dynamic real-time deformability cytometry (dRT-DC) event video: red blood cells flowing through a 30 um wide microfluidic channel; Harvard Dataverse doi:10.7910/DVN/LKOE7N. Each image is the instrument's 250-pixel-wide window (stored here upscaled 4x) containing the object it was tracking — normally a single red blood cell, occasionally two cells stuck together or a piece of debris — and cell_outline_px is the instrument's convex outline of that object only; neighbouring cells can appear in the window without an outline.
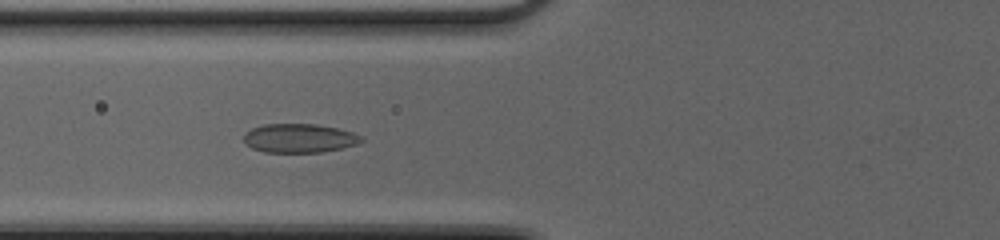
{"species": "common noctule bat (a hibernating species)", "species_latin": "Nyctalus noctula", "temperature_condition": "cold", "stored_images_in_passage": 32, "camera_frame_rate_fps": 3000, "um_per_image_px": 0.085, "animal": {"sex": "female", "body_mass_g": 20.0, "forearm_length_mm": 54.0}, "frame": {"image": 1, "passage_image": 3, "time_ms": 0.667, "image_size_px": [1000, 240], "cell_outline_px": [[364, 140], [356, 144], [340, 148], [320, 152], [264, 152], [252, 148], [244, 144], [244, 132], [252, 128], [264, 124], [316, 124], [336, 128], [352, 132], [364, 136]], "centroid_in_image_um": [25.41, 11.74], "position_along_channel_um": 100.4, "area_um2": 19.83}}
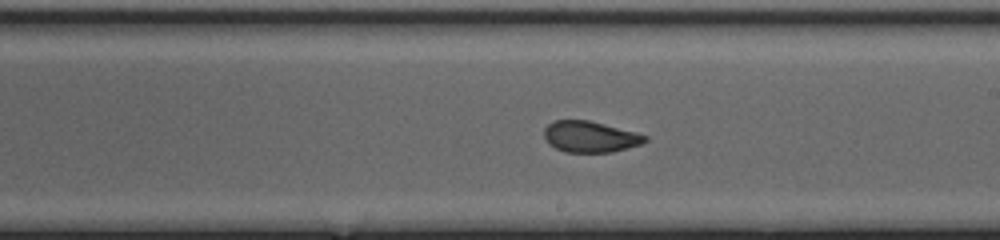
{"frame": {"image": 2, "passage_image": 13, "time_ms": 4.0, "image_size_px": [1000, 240], "cell_outline_px": [[648, 140], [640, 144], [612, 152], [564, 152], [548, 144], [544, 136], [544, 128], [552, 120], [588, 120], [636, 132], [648, 136]], "centroid_in_image_um": [50.13, 11.62], "position_along_channel_um": 238.9, "area_um2": 18.32}}
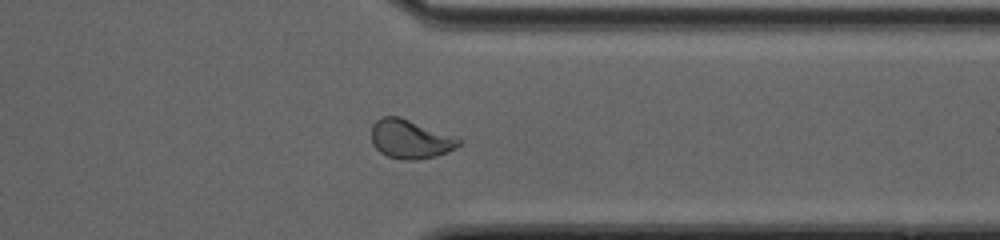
{"frame": {"image": 3, "passage_image": 23, "time_ms": 7.333, "image_size_px": [1000, 240], "cell_outline_px": [[460, 144], [456, 148], [436, 156], [416, 160], [400, 160], [388, 156], [380, 152], [372, 144], [372, 124], [376, 120], [384, 116], [400, 116], [452, 136], [460, 140]], "centroid_in_image_um": [34.82, 11.83], "position_along_channel_um": 376.6, "area_um2": 19.59}, "authors_computed_cell_mechanics": {"area_um2": 19.2185, "velocity_mm_per_s": 4.1409, "shape_relaxation_time_tau1_ms": null, "shape_relaxation_time_tau2_ms": 0.7881, "deformation_change_tau1": null, "deformation_change_tau2": 0.0577}}